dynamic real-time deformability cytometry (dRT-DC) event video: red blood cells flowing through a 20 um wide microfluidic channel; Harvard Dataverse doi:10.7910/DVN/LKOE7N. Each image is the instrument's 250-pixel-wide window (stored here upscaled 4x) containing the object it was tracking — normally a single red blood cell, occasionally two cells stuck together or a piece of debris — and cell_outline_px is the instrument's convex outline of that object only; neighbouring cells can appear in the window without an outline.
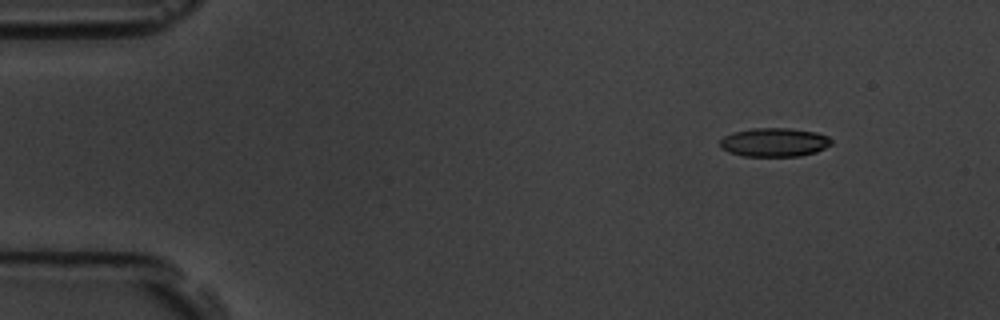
{"species": "common noctule bat (a hibernating species)", "species_latin": "Nyctalus noctula", "temperature_condition": "room temperature", "stored_images_in_passage": 4, "camera_frame_rate_fps": 3000, "um_per_image_px": 0.085, "animal": {"sex": "male", "body_mass_g": 19.5, "forearm_length_mm": 54.6}, "frame": {"image": 1, "passage_image": 1, "time_ms": 0.0, "image_size_px": [1000, 320], "cell_outline_px": [[832, 144], [816, 152], [800, 156], [744, 156], [728, 152], [720, 148], [720, 140], [724, 136], [732, 132], [752, 128], [788, 128], [816, 132], [828, 136], [832, 140]], "centroid_in_image_um": [65.8, 12.09], "position_along_channel_um": 19.2, "area_um2": 18.79}}
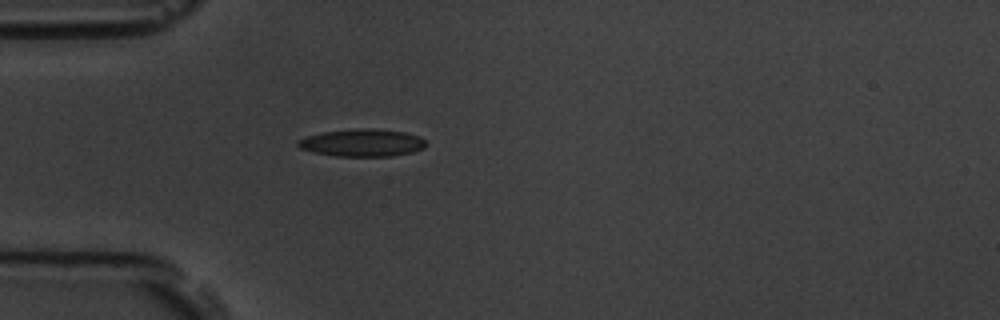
{"frame": {"image": 2, "passage_image": 4, "time_ms": 3.333, "image_size_px": [1000, 320], "cell_outline_px": [[428, 144], [424, 148], [412, 152], [392, 156], [336, 156], [312, 152], [300, 148], [296, 144], [296, 140], [320, 132], [356, 128], [372, 128], [404, 132], [420, 136]], "centroid_in_image_um": [30.78, 12.13], "position_along_channel_um": 54.2, "area_um2": 20.69}}